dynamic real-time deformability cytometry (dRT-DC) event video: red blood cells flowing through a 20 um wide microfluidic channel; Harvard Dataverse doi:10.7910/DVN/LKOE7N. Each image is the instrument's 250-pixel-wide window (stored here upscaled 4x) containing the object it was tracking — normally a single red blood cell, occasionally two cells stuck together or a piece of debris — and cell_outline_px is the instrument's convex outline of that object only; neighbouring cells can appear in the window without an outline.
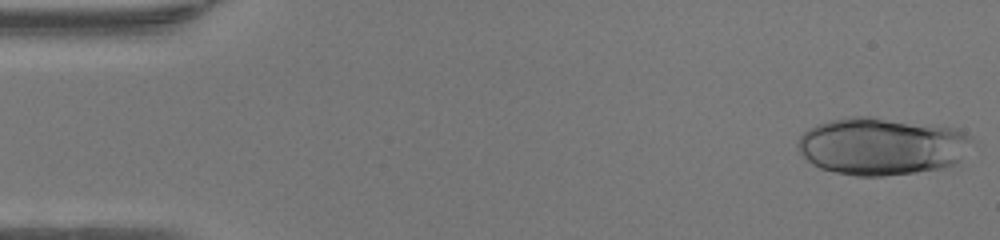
{"species": "human", "species_latin": "Homo sapiens", "temperature_condition": "warm", "stored_images_in_passage": 47, "camera_frame_rate_fps": 3000, "um_per_image_px": 0.085, "donor": {"sex": "female"}, "frame": {"image": 1, "passage_image": 1, "time_ms": 0.0, "image_size_px": [1000, 240], "cell_outline_px": [[972, 140], [960, 160], [956, 164], [944, 168], [916, 172], [884, 176], [856, 176], [836, 172], [820, 168], [812, 164], [796, 148], [796, 140], [808, 128], [816, 124], [828, 120], [852, 116], [872, 116], [956, 128], [972, 136]], "centroid_in_image_um": [74.92, 12.42], "position_along_channel_um": 10.1, "area_um2": 58.72}}